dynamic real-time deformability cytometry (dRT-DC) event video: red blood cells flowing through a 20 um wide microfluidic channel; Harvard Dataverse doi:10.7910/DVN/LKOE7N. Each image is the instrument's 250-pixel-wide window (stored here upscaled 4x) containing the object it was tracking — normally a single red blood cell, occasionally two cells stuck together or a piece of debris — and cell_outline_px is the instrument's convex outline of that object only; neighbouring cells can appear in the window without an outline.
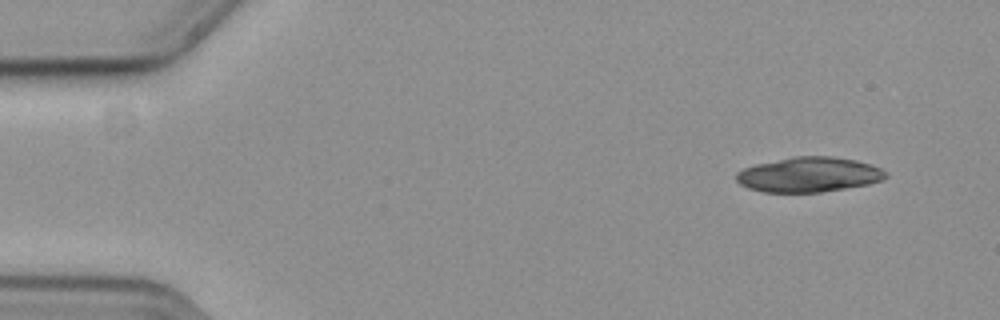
{"species": "common noctule bat (a hibernating species)", "species_latin": "Nyctalus noctula", "temperature_condition": "cold", "stored_images_in_passage": 22, "camera_frame_rate_fps": 3000, "um_per_image_px": 0.085, "animal": {"sex": "female", "body_mass_g": 19.3, "forearm_length_mm": 54.1}, "frame": {"image": 1, "passage_image": 1, "time_ms": 0.0, "image_size_px": [1000, 320], "cell_outline_px": [[888, 176], [880, 180], [868, 184], [820, 192], [764, 192], [748, 188], [740, 184], [736, 180], [736, 172], [744, 168], [756, 164], [792, 156], [832, 156], [856, 160], [872, 164], [888, 172]], "centroid_in_image_um": [68.75, 14.83], "position_along_channel_um": 16.2, "area_um2": 30.46}}